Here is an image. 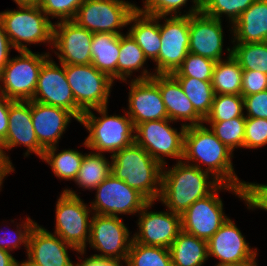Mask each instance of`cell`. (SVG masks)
<instances>
[{"mask_svg":"<svg viewBox=\"0 0 267 266\" xmlns=\"http://www.w3.org/2000/svg\"><path fill=\"white\" fill-rule=\"evenodd\" d=\"M232 157L233 152L204 123L186 127L182 159L184 162L199 169L205 165L203 170L222 184L248 188L249 182L240 180L236 175Z\"/></svg>","mask_w":267,"mask_h":266,"instance_id":"obj_1","label":"cell"},{"mask_svg":"<svg viewBox=\"0 0 267 266\" xmlns=\"http://www.w3.org/2000/svg\"><path fill=\"white\" fill-rule=\"evenodd\" d=\"M212 177L210 173L183 160L177 161L172 168L167 169L163 165L158 201L169 211L182 215L195 201L209 195L220 184Z\"/></svg>","mask_w":267,"mask_h":266,"instance_id":"obj_2","label":"cell"},{"mask_svg":"<svg viewBox=\"0 0 267 266\" xmlns=\"http://www.w3.org/2000/svg\"><path fill=\"white\" fill-rule=\"evenodd\" d=\"M111 174L137 190L148 201H158L163 166L136 143L111 156Z\"/></svg>","mask_w":267,"mask_h":266,"instance_id":"obj_3","label":"cell"},{"mask_svg":"<svg viewBox=\"0 0 267 266\" xmlns=\"http://www.w3.org/2000/svg\"><path fill=\"white\" fill-rule=\"evenodd\" d=\"M107 108L92 109L98 112L99 117L92 110L84 112L79 123L89 132L83 146L96 153H111V157L135 143V126L126 111L123 116L109 115Z\"/></svg>","mask_w":267,"mask_h":266,"instance_id":"obj_4","label":"cell"},{"mask_svg":"<svg viewBox=\"0 0 267 266\" xmlns=\"http://www.w3.org/2000/svg\"><path fill=\"white\" fill-rule=\"evenodd\" d=\"M17 10L0 12V21L13 46L18 51H30L28 44L53 46V23L39 4L21 5Z\"/></svg>","mask_w":267,"mask_h":266,"instance_id":"obj_5","label":"cell"},{"mask_svg":"<svg viewBox=\"0 0 267 266\" xmlns=\"http://www.w3.org/2000/svg\"><path fill=\"white\" fill-rule=\"evenodd\" d=\"M247 189L220 183L209 195L198 199L181 215L182 230L208 241L229 219L225 215L219 192L234 193L242 201L247 200Z\"/></svg>","mask_w":267,"mask_h":266,"instance_id":"obj_6","label":"cell"},{"mask_svg":"<svg viewBox=\"0 0 267 266\" xmlns=\"http://www.w3.org/2000/svg\"><path fill=\"white\" fill-rule=\"evenodd\" d=\"M55 205L56 223L53 233L74 246L79 251L78 254L83 256L90 238L92 209L71 188L63 190Z\"/></svg>","mask_w":267,"mask_h":266,"instance_id":"obj_7","label":"cell"},{"mask_svg":"<svg viewBox=\"0 0 267 266\" xmlns=\"http://www.w3.org/2000/svg\"><path fill=\"white\" fill-rule=\"evenodd\" d=\"M18 53L20 55L10 58L0 72V92L14 101H29L33 99L40 69L50 53L31 50Z\"/></svg>","mask_w":267,"mask_h":266,"instance_id":"obj_8","label":"cell"},{"mask_svg":"<svg viewBox=\"0 0 267 266\" xmlns=\"http://www.w3.org/2000/svg\"><path fill=\"white\" fill-rule=\"evenodd\" d=\"M138 9L124 0H84L74 21L92 33L122 34L130 16Z\"/></svg>","mask_w":267,"mask_h":266,"instance_id":"obj_9","label":"cell"},{"mask_svg":"<svg viewBox=\"0 0 267 266\" xmlns=\"http://www.w3.org/2000/svg\"><path fill=\"white\" fill-rule=\"evenodd\" d=\"M170 119L146 121L135 127V143L145 149L162 166L167 165L166 158L178 161L183 159L184 133L182 124L177 128L170 125ZM165 156V157H164Z\"/></svg>","mask_w":267,"mask_h":266,"instance_id":"obj_10","label":"cell"},{"mask_svg":"<svg viewBox=\"0 0 267 266\" xmlns=\"http://www.w3.org/2000/svg\"><path fill=\"white\" fill-rule=\"evenodd\" d=\"M65 73L75 102L83 112L108 107L114 81L107 74L92 64L65 65Z\"/></svg>","mask_w":267,"mask_h":266,"instance_id":"obj_11","label":"cell"},{"mask_svg":"<svg viewBox=\"0 0 267 266\" xmlns=\"http://www.w3.org/2000/svg\"><path fill=\"white\" fill-rule=\"evenodd\" d=\"M94 190L96 196L89 206L98 215H136L149 202L141 193L112 174Z\"/></svg>","mask_w":267,"mask_h":266,"instance_id":"obj_12","label":"cell"},{"mask_svg":"<svg viewBox=\"0 0 267 266\" xmlns=\"http://www.w3.org/2000/svg\"><path fill=\"white\" fill-rule=\"evenodd\" d=\"M161 47L154 61L155 74H172L182 64L189 53L190 16H161Z\"/></svg>","mask_w":267,"mask_h":266,"instance_id":"obj_13","label":"cell"},{"mask_svg":"<svg viewBox=\"0 0 267 266\" xmlns=\"http://www.w3.org/2000/svg\"><path fill=\"white\" fill-rule=\"evenodd\" d=\"M91 215L88 244L94 250L100 251L92 256L126 261L133 238L122 218L94 213Z\"/></svg>","mask_w":267,"mask_h":266,"instance_id":"obj_14","label":"cell"},{"mask_svg":"<svg viewBox=\"0 0 267 266\" xmlns=\"http://www.w3.org/2000/svg\"><path fill=\"white\" fill-rule=\"evenodd\" d=\"M51 58L50 56L40 69L38 83L32 101L66 109L79 122L84 112L75 102L66 77L65 65L60 63V67Z\"/></svg>","mask_w":267,"mask_h":266,"instance_id":"obj_15","label":"cell"},{"mask_svg":"<svg viewBox=\"0 0 267 266\" xmlns=\"http://www.w3.org/2000/svg\"><path fill=\"white\" fill-rule=\"evenodd\" d=\"M154 202L149 201L139 212L138 231L131 235L137 243L169 249L182 230L181 215L167 211H149Z\"/></svg>","mask_w":267,"mask_h":266,"instance_id":"obj_16","label":"cell"},{"mask_svg":"<svg viewBox=\"0 0 267 266\" xmlns=\"http://www.w3.org/2000/svg\"><path fill=\"white\" fill-rule=\"evenodd\" d=\"M92 32L80 27L74 20L53 24L54 54L63 65H87L92 63Z\"/></svg>","mask_w":267,"mask_h":266,"instance_id":"obj_17","label":"cell"},{"mask_svg":"<svg viewBox=\"0 0 267 266\" xmlns=\"http://www.w3.org/2000/svg\"><path fill=\"white\" fill-rule=\"evenodd\" d=\"M9 125L6 138L0 143V150L5 162L15 171L10 160L9 151L18 145H24L27 150L24 157L35 153L40 159L44 154V149L39 145L35 134L31 118V100L29 101H12L9 106Z\"/></svg>","mask_w":267,"mask_h":266,"instance_id":"obj_18","label":"cell"},{"mask_svg":"<svg viewBox=\"0 0 267 266\" xmlns=\"http://www.w3.org/2000/svg\"><path fill=\"white\" fill-rule=\"evenodd\" d=\"M208 258L238 265H258L257 248H251L245 236L230 218L207 241Z\"/></svg>","mask_w":267,"mask_h":266,"instance_id":"obj_19","label":"cell"},{"mask_svg":"<svg viewBox=\"0 0 267 266\" xmlns=\"http://www.w3.org/2000/svg\"><path fill=\"white\" fill-rule=\"evenodd\" d=\"M127 115L134 126L146 121L168 119L158 85L152 79L129 82Z\"/></svg>","mask_w":267,"mask_h":266,"instance_id":"obj_20","label":"cell"},{"mask_svg":"<svg viewBox=\"0 0 267 266\" xmlns=\"http://www.w3.org/2000/svg\"><path fill=\"white\" fill-rule=\"evenodd\" d=\"M69 248L79 252L74 246L36 223L30 232L26 260L35 266H74L68 255Z\"/></svg>","mask_w":267,"mask_h":266,"instance_id":"obj_21","label":"cell"},{"mask_svg":"<svg viewBox=\"0 0 267 266\" xmlns=\"http://www.w3.org/2000/svg\"><path fill=\"white\" fill-rule=\"evenodd\" d=\"M189 38V53L215 62L223 60L222 20L207 16L203 12L190 15Z\"/></svg>","mask_w":267,"mask_h":266,"instance_id":"obj_22","label":"cell"},{"mask_svg":"<svg viewBox=\"0 0 267 266\" xmlns=\"http://www.w3.org/2000/svg\"><path fill=\"white\" fill-rule=\"evenodd\" d=\"M31 118L39 145L44 149L58 146L72 118H77L68 110L49 106L31 100Z\"/></svg>","mask_w":267,"mask_h":266,"instance_id":"obj_23","label":"cell"},{"mask_svg":"<svg viewBox=\"0 0 267 266\" xmlns=\"http://www.w3.org/2000/svg\"><path fill=\"white\" fill-rule=\"evenodd\" d=\"M151 79L159 87L168 119L174 123L179 120L185 121L182 123L185 127L204 123V118L194 109L182 86L172 74H155Z\"/></svg>","mask_w":267,"mask_h":266,"instance_id":"obj_24","label":"cell"},{"mask_svg":"<svg viewBox=\"0 0 267 266\" xmlns=\"http://www.w3.org/2000/svg\"><path fill=\"white\" fill-rule=\"evenodd\" d=\"M230 27L232 43L266 42L267 0H256Z\"/></svg>","mask_w":267,"mask_h":266,"instance_id":"obj_25","label":"cell"},{"mask_svg":"<svg viewBox=\"0 0 267 266\" xmlns=\"http://www.w3.org/2000/svg\"><path fill=\"white\" fill-rule=\"evenodd\" d=\"M160 20L161 16H150L137 9L128 21V32L143 50L147 60L153 62L158 58L161 47Z\"/></svg>","mask_w":267,"mask_h":266,"instance_id":"obj_26","label":"cell"},{"mask_svg":"<svg viewBox=\"0 0 267 266\" xmlns=\"http://www.w3.org/2000/svg\"><path fill=\"white\" fill-rule=\"evenodd\" d=\"M147 58L144 56L143 50L138 46L135 39L129 32L120 34V52L117 62V80L127 82V78L131 79L133 72L142 70L139 76H135L134 80L151 79L155 73L148 71L144 67ZM151 72V73H150Z\"/></svg>","mask_w":267,"mask_h":266,"instance_id":"obj_27","label":"cell"},{"mask_svg":"<svg viewBox=\"0 0 267 266\" xmlns=\"http://www.w3.org/2000/svg\"><path fill=\"white\" fill-rule=\"evenodd\" d=\"M120 52V34L94 33L91 44L92 65L117 80V62Z\"/></svg>","mask_w":267,"mask_h":266,"instance_id":"obj_28","label":"cell"},{"mask_svg":"<svg viewBox=\"0 0 267 266\" xmlns=\"http://www.w3.org/2000/svg\"><path fill=\"white\" fill-rule=\"evenodd\" d=\"M173 266H204L208 258L207 241L183 230L169 247Z\"/></svg>","mask_w":267,"mask_h":266,"instance_id":"obj_29","label":"cell"},{"mask_svg":"<svg viewBox=\"0 0 267 266\" xmlns=\"http://www.w3.org/2000/svg\"><path fill=\"white\" fill-rule=\"evenodd\" d=\"M226 59L216 62L212 87L214 94L241 95L243 69L239 62L232 56V49L227 48Z\"/></svg>","mask_w":267,"mask_h":266,"instance_id":"obj_30","label":"cell"},{"mask_svg":"<svg viewBox=\"0 0 267 266\" xmlns=\"http://www.w3.org/2000/svg\"><path fill=\"white\" fill-rule=\"evenodd\" d=\"M57 151V146L46 149L41 160L48 163L54 175L60 180L75 181L85 153L70 148Z\"/></svg>","mask_w":267,"mask_h":266,"instance_id":"obj_31","label":"cell"},{"mask_svg":"<svg viewBox=\"0 0 267 266\" xmlns=\"http://www.w3.org/2000/svg\"><path fill=\"white\" fill-rule=\"evenodd\" d=\"M105 157L101 153H85L78 176L74 181L79 188L94 191L111 174L112 161Z\"/></svg>","mask_w":267,"mask_h":266,"instance_id":"obj_32","label":"cell"},{"mask_svg":"<svg viewBox=\"0 0 267 266\" xmlns=\"http://www.w3.org/2000/svg\"><path fill=\"white\" fill-rule=\"evenodd\" d=\"M183 88L184 94L193 104L194 109L205 119L210 113L214 91L212 82L201 81L192 77H175Z\"/></svg>","mask_w":267,"mask_h":266,"instance_id":"obj_33","label":"cell"},{"mask_svg":"<svg viewBox=\"0 0 267 266\" xmlns=\"http://www.w3.org/2000/svg\"><path fill=\"white\" fill-rule=\"evenodd\" d=\"M232 44V56L239 62L243 70L267 74V41Z\"/></svg>","mask_w":267,"mask_h":266,"instance_id":"obj_34","label":"cell"},{"mask_svg":"<svg viewBox=\"0 0 267 266\" xmlns=\"http://www.w3.org/2000/svg\"><path fill=\"white\" fill-rule=\"evenodd\" d=\"M125 266H173L170 251L159 246H147L132 241Z\"/></svg>","mask_w":267,"mask_h":266,"instance_id":"obj_35","label":"cell"},{"mask_svg":"<svg viewBox=\"0 0 267 266\" xmlns=\"http://www.w3.org/2000/svg\"><path fill=\"white\" fill-rule=\"evenodd\" d=\"M244 110V99L241 95L215 94L210 113L204 122H221L245 117Z\"/></svg>","mask_w":267,"mask_h":266,"instance_id":"obj_36","label":"cell"},{"mask_svg":"<svg viewBox=\"0 0 267 266\" xmlns=\"http://www.w3.org/2000/svg\"><path fill=\"white\" fill-rule=\"evenodd\" d=\"M188 0H144L143 6L138 9L150 16H190L202 12L203 0H192V6L186 13L180 11L184 6H187ZM182 7V8H181Z\"/></svg>","mask_w":267,"mask_h":266,"instance_id":"obj_37","label":"cell"},{"mask_svg":"<svg viewBox=\"0 0 267 266\" xmlns=\"http://www.w3.org/2000/svg\"><path fill=\"white\" fill-rule=\"evenodd\" d=\"M246 117H236L228 121L204 122L215 136L232 152L234 149L244 148Z\"/></svg>","mask_w":267,"mask_h":266,"instance_id":"obj_38","label":"cell"},{"mask_svg":"<svg viewBox=\"0 0 267 266\" xmlns=\"http://www.w3.org/2000/svg\"><path fill=\"white\" fill-rule=\"evenodd\" d=\"M256 0H203L202 12L210 17L222 20L225 15L230 24H234L240 15Z\"/></svg>","mask_w":267,"mask_h":266,"instance_id":"obj_39","label":"cell"},{"mask_svg":"<svg viewBox=\"0 0 267 266\" xmlns=\"http://www.w3.org/2000/svg\"><path fill=\"white\" fill-rule=\"evenodd\" d=\"M216 62L203 56L188 53L181 66L172 73L174 77H192L212 82Z\"/></svg>","mask_w":267,"mask_h":266,"instance_id":"obj_40","label":"cell"},{"mask_svg":"<svg viewBox=\"0 0 267 266\" xmlns=\"http://www.w3.org/2000/svg\"><path fill=\"white\" fill-rule=\"evenodd\" d=\"M83 2L84 0H39L38 4L49 19L57 17V21H68L74 20Z\"/></svg>","mask_w":267,"mask_h":266,"instance_id":"obj_41","label":"cell"},{"mask_svg":"<svg viewBox=\"0 0 267 266\" xmlns=\"http://www.w3.org/2000/svg\"><path fill=\"white\" fill-rule=\"evenodd\" d=\"M25 219L26 220L22 221L21 224H16L17 231H13V234H11V232L8 233L9 231L2 233V235L0 234V249L12 252L13 249H20V246L23 245L27 253L30 232L36 225V222L30 217Z\"/></svg>","mask_w":267,"mask_h":266,"instance_id":"obj_42","label":"cell"},{"mask_svg":"<svg viewBox=\"0 0 267 266\" xmlns=\"http://www.w3.org/2000/svg\"><path fill=\"white\" fill-rule=\"evenodd\" d=\"M267 145V119L246 118L244 148L256 149Z\"/></svg>","mask_w":267,"mask_h":266,"instance_id":"obj_43","label":"cell"},{"mask_svg":"<svg viewBox=\"0 0 267 266\" xmlns=\"http://www.w3.org/2000/svg\"><path fill=\"white\" fill-rule=\"evenodd\" d=\"M267 90V74L253 70H243L241 96Z\"/></svg>","mask_w":267,"mask_h":266,"instance_id":"obj_44","label":"cell"},{"mask_svg":"<svg viewBox=\"0 0 267 266\" xmlns=\"http://www.w3.org/2000/svg\"><path fill=\"white\" fill-rule=\"evenodd\" d=\"M246 118L267 119V90L243 97Z\"/></svg>","mask_w":267,"mask_h":266,"instance_id":"obj_45","label":"cell"},{"mask_svg":"<svg viewBox=\"0 0 267 266\" xmlns=\"http://www.w3.org/2000/svg\"><path fill=\"white\" fill-rule=\"evenodd\" d=\"M245 203L249 210L261 209L267 211V184L250 182Z\"/></svg>","mask_w":267,"mask_h":266,"instance_id":"obj_46","label":"cell"},{"mask_svg":"<svg viewBox=\"0 0 267 266\" xmlns=\"http://www.w3.org/2000/svg\"><path fill=\"white\" fill-rule=\"evenodd\" d=\"M12 99L6 98L0 92V143L6 138L9 125V106Z\"/></svg>","mask_w":267,"mask_h":266,"instance_id":"obj_47","label":"cell"},{"mask_svg":"<svg viewBox=\"0 0 267 266\" xmlns=\"http://www.w3.org/2000/svg\"><path fill=\"white\" fill-rule=\"evenodd\" d=\"M11 48H13V46L4 30L3 24L0 21V72L10 60L9 56Z\"/></svg>","mask_w":267,"mask_h":266,"instance_id":"obj_48","label":"cell"},{"mask_svg":"<svg viewBox=\"0 0 267 266\" xmlns=\"http://www.w3.org/2000/svg\"><path fill=\"white\" fill-rule=\"evenodd\" d=\"M78 259H80V262L75 263L74 266H124V263H126V261L120 259H103L92 255L84 260H82V257H78Z\"/></svg>","mask_w":267,"mask_h":266,"instance_id":"obj_49","label":"cell"},{"mask_svg":"<svg viewBox=\"0 0 267 266\" xmlns=\"http://www.w3.org/2000/svg\"><path fill=\"white\" fill-rule=\"evenodd\" d=\"M17 261L11 252L0 249V266H15Z\"/></svg>","mask_w":267,"mask_h":266,"instance_id":"obj_50","label":"cell"},{"mask_svg":"<svg viewBox=\"0 0 267 266\" xmlns=\"http://www.w3.org/2000/svg\"><path fill=\"white\" fill-rule=\"evenodd\" d=\"M12 172H14V170L5 162L0 150V191L2 188L4 178Z\"/></svg>","mask_w":267,"mask_h":266,"instance_id":"obj_51","label":"cell"},{"mask_svg":"<svg viewBox=\"0 0 267 266\" xmlns=\"http://www.w3.org/2000/svg\"><path fill=\"white\" fill-rule=\"evenodd\" d=\"M18 6L38 4L39 0H13Z\"/></svg>","mask_w":267,"mask_h":266,"instance_id":"obj_52","label":"cell"},{"mask_svg":"<svg viewBox=\"0 0 267 266\" xmlns=\"http://www.w3.org/2000/svg\"><path fill=\"white\" fill-rule=\"evenodd\" d=\"M215 266H258V265H238V264L218 262Z\"/></svg>","mask_w":267,"mask_h":266,"instance_id":"obj_53","label":"cell"},{"mask_svg":"<svg viewBox=\"0 0 267 266\" xmlns=\"http://www.w3.org/2000/svg\"><path fill=\"white\" fill-rule=\"evenodd\" d=\"M15 266H35V265L31 264L27 260H24L23 262L22 261L21 262L17 261Z\"/></svg>","mask_w":267,"mask_h":266,"instance_id":"obj_54","label":"cell"}]
</instances>
